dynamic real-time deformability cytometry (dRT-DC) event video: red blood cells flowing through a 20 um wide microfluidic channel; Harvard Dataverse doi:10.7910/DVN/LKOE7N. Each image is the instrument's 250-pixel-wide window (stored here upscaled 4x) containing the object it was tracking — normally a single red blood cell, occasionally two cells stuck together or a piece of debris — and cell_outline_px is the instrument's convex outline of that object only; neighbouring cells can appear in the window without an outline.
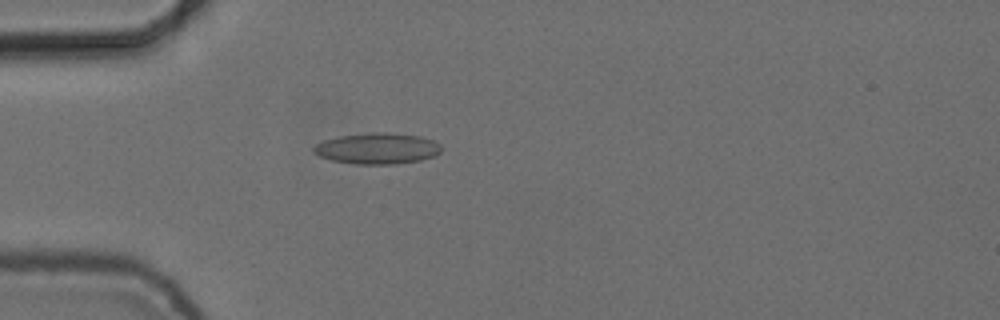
{"species": "common noctule bat (a hibernating species)", "species_latin": "Nyctalus noctula", "temperature_condition": "cold", "stored_images_in_passage": 55, "camera_frame_rate_fps": 3000, "um_per_image_px": 0.085, "animal": {"sex": "female", "body_mass_g": 24.6, "forearm_length_mm": 56.2}, "frame": {"image": 1, "passage_image": 16, "time_ms": 5.0, "image_size_px": [1000, 320], "cell_outline_px": [[440, 152], [436, 156], [420, 160], [396, 164], [356, 164], [332, 160], [320, 156], [312, 152], [312, 148], [316, 144], [324, 140], [340, 136], [372, 132], [392, 132], [420, 136], [432, 140], [440, 144]], "centroid_in_image_um": [32.08, 12.61], "position_along_channel_um": 52.9, "area_um2": 23.18}}
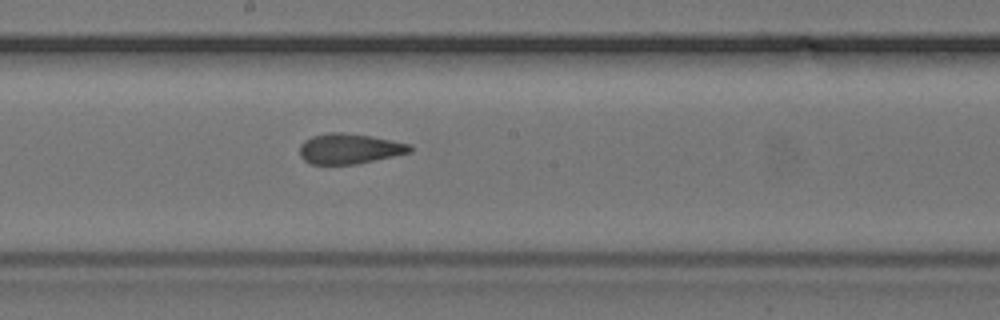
{"frame": {"image": 2, "passage_image": 30, "time_ms": 9.667, "image_size_px": [1000, 320], "cell_outline_px": [[412, 152], [356, 164], [312, 164], [304, 160], [300, 156], [300, 144], [304, 140], [312, 136], [328, 132], [344, 132], [372, 136], [412, 144]], "centroid_in_image_um": [29.71, 12.63], "position_along_channel_um": 218.5, "area_um2": 19.59}}
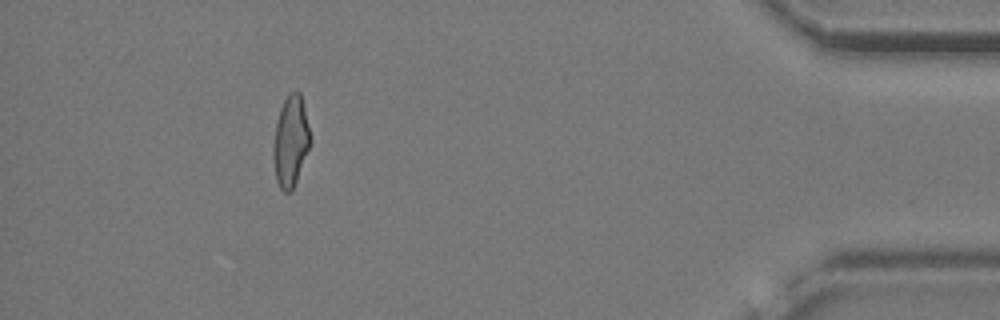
{"frame": {"image": 3, "passage_image": 50, "time_ms": 16.333, "image_size_px": [1000, 320], "cell_outline_px": [[312, 140], [292, 192], [284, 192], [280, 188], [276, 180], [272, 156], [276, 124], [280, 108], [284, 100], [292, 92], [300, 92]], "centroid_in_image_um": [24.7, 12.05], "position_along_channel_um": 410.5, "area_um2": 19.42}, "authors_computed_cell_mechanics": {"area_um2": 20.23, "velocity_mm_per_s": 3.7521, "shape_relaxation_time_tau1_ms": null, "shape_relaxation_time_tau2_ms": 2.1142, "deformation_change_tau1": null, "deformation_change_tau2": 0.0906}}